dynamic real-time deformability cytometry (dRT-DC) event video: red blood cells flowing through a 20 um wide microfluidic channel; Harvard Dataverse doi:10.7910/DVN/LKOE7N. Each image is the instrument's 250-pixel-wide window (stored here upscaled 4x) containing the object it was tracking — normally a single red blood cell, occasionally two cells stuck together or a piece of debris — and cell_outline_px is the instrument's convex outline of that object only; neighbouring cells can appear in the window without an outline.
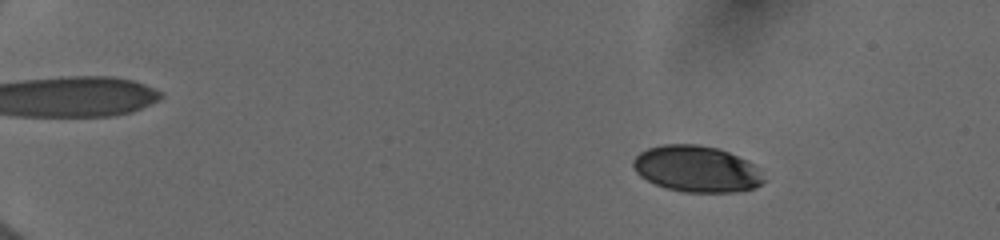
{"species": "human", "species_latin": "Homo sapiens", "temperature_condition": "cold", "stored_images_in_passage": 54, "camera_frame_rate_fps": 3000, "um_per_image_px": 0.085, "donor": {"sex": "female"}, "frame": {"image": 1, "passage_image": 9, "time_ms": 2.667, "image_size_px": [1000, 240], "cell_outline_px": [[764, 180], [756, 188], [736, 192], [684, 192], [664, 188], [640, 176], [636, 172], [632, 164], [632, 160], [640, 152], [648, 148], [664, 144], [696, 144], [716, 148], [728, 152], [748, 160], [756, 168]], "centroid_in_image_um": [59.18, 14.36], "position_along_channel_um": 25.8, "area_um2": 35.08}}
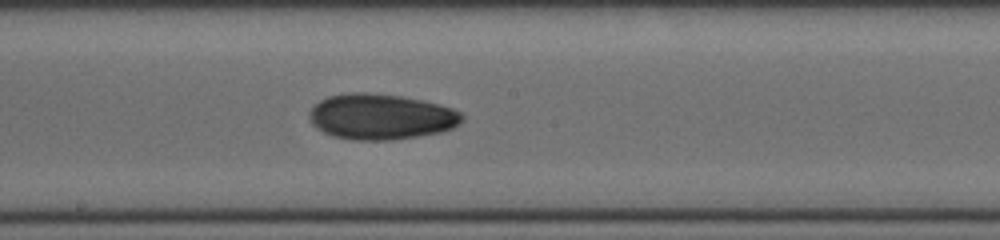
{"frame": {"image": 2, "passage_image": 33, "time_ms": 10.667, "image_size_px": [1000, 240], "cell_outline_px": [[464, 120], [460, 124], [452, 128], [440, 132], [392, 140], [352, 140], [332, 136], [316, 128], [308, 120], [308, 112], [320, 100], [328, 96], [348, 92], [368, 92], [404, 96], [424, 100], [440, 104], [452, 108], [460, 112], [464, 116]], "centroid_in_image_um": [32.37, 9.91], "position_along_channel_um": 215.8, "area_um2": 41.1}}
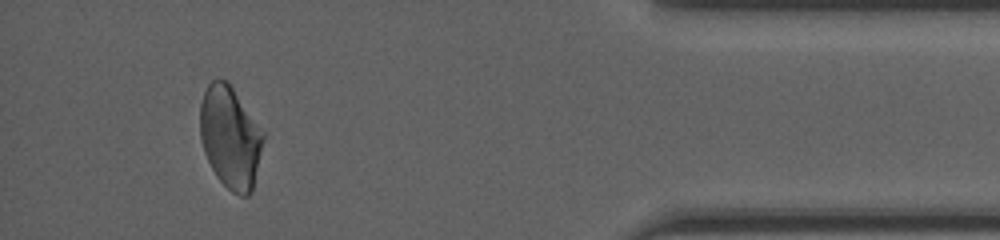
{"frame": {"image": 3, "passage_image": 51, "time_ms": 16.667, "image_size_px": [1000, 240], "cell_outline_px": [[268, 132], [252, 192], [248, 196], [240, 196], [232, 192], [216, 176], [204, 152], [200, 136], [200, 104], [204, 92], [208, 84], [212, 80], [224, 80], [232, 88]], "centroid_in_image_um": [19.64, 11.69], "position_along_channel_um": 415.6, "area_um2": 38.38}, "authors_computed_cell_mechanics": {"area_um2": 37.7723, "velocity_mm_per_s": 4.0046, "shape_relaxation_time_tau1_ms": 5.2799, "shape_relaxation_time_tau2_ms": 8.2642, "deformation_change_tau1": 0.1339, "deformation_change_tau2": 0.1277}}